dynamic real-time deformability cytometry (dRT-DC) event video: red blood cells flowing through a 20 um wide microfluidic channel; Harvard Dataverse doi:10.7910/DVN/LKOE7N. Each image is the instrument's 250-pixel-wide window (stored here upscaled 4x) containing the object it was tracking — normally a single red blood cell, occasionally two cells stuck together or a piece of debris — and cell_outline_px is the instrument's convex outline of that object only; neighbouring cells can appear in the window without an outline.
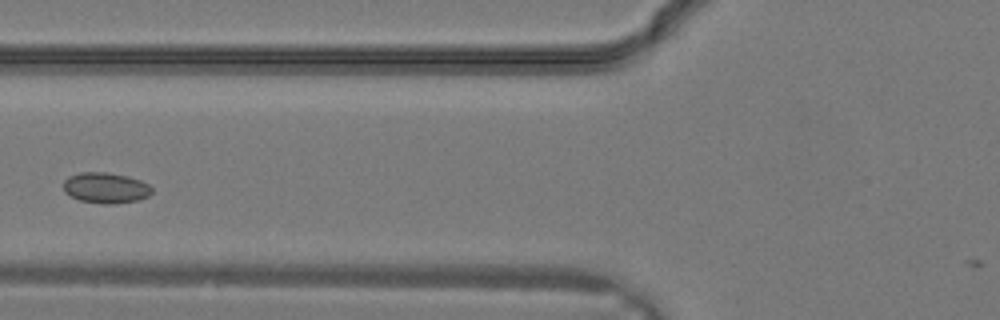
{"species": "common noctule bat (a hibernating species)", "species_latin": "Nyctalus noctula", "temperature_condition": "warm", "stored_images_in_passage": 12, "camera_frame_rate_fps": 3000, "um_per_image_px": 0.085, "animal": {"sex": "male", "body_mass_g": 19.2, "forearm_length_mm": 51.8}, "frame": {"image": 1, "passage_image": 9, "time_ms": 2.667, "image_size_px": [1000, 320], "cell_outline_px": [[152, 192], [148, 196], [140, 200], [112, 204], [104, 204], [80, 200], [64, 192], [64, 180], [68, 176], [80, 172], [108, 172], [128, 176], [140, 180], [148, 184], [152, 188]], "centroid_in_image_um": [8.99, 15.96], "position_along_channel_um": 116.8, "area_um2": 15.9}}
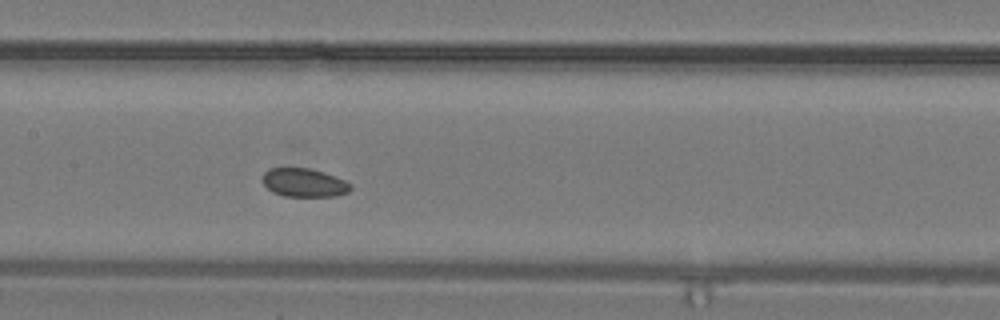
{"frame": {"image": 2, "passage_image": 12, "time_ms": 3.667, "image_size_px": [1000, 320], "cell_outline_px": [[352, 188], [348, 192], [336, 196], [284, 196], [272, 192], [260, 180], [260, 176], [268, 168], [308, 168], [324, 172], [344, 180], [352, 184]], "centroid_in_image_um": [25.81, 15.52], "position_along_channel_um": 181.6, "area_um2": 14.8}}